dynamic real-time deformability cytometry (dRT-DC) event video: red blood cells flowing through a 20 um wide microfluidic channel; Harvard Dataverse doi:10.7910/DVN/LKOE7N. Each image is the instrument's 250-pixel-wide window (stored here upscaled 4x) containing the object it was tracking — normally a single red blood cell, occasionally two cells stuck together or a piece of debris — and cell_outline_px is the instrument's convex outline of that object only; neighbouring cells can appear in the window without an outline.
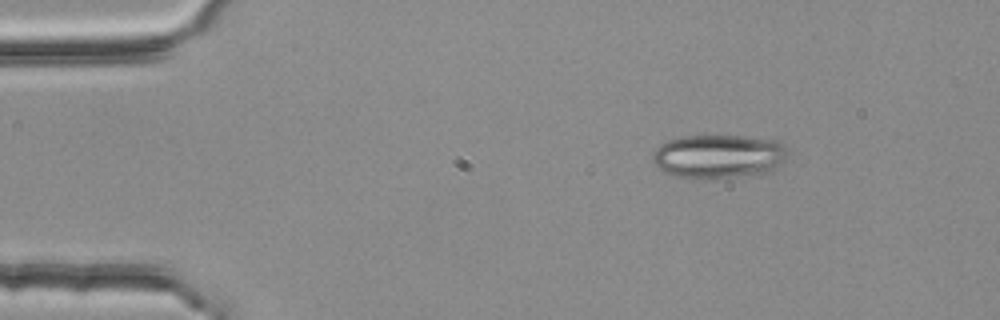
{"species": "common noctule bat (a hibernating species)", "species_latin": "Nyctalus noctula", "temperature_condition": "room temperature", "stored_images_in_passage": 3, "camera_frame_rate_fps": 3000, "um_per_image_px": 0.085, "animal": {"sex": "female", "body_mass_g": 25.1}, "frame": {"image": 1, "passage_image": 1, "time_ms": 0.0, "image_size_px": [1000, 320], "cell_outline_px": [[788, 148], [784, 160], [776, 168], [768, 172], [704, 180], [692, 180], [676, 176], [664, 172], [656, 168], [652, 164], [652, 152], [660, 144], [668, 140], [680, 136], [744, 136], [780, 140]], "centroid_in_image_um": [61.03, 13.3], "position_along_channel_um": 24.0, "area_um2": 35.2}}